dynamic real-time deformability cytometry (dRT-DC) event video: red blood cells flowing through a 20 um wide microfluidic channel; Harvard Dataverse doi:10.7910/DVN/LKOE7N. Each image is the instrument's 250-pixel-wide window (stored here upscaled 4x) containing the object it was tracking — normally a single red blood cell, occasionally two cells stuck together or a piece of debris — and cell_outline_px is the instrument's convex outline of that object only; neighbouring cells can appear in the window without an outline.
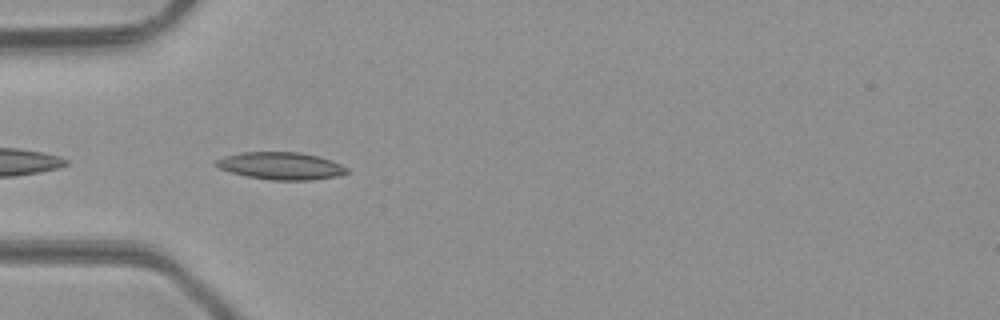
{"species": "common noctule bat (a hibernating species)", "species_latin": "Nyctalus noctula", "temperature_condition": "room temperature", "stored_images_in_passage": 8, "camera_frame_rate_fps": 3000, "um_per_image_px": 0.085, "animal": {"sex": "male", "body_mass_g": 23.1, "forearm_length_mm": 52.7}, "frame": {"image": 1, "passage_image": 2, "time_ms": 0.333, "image_size_px": [1000, 320], "cell_outline_px": [[348, 172], [340, 176], [312, 180], [268, 180], [248, 176], [232, 172], [220, 168], [212, 164], [216, 160], [224, 156], [240, 152], [300, 152], [320, 156], [332, 160], [348, 168]], "centroid_in_image_um": [23.9, 14.09], "position_along_channel_um": 61.1, "area_um2": 21.04}}
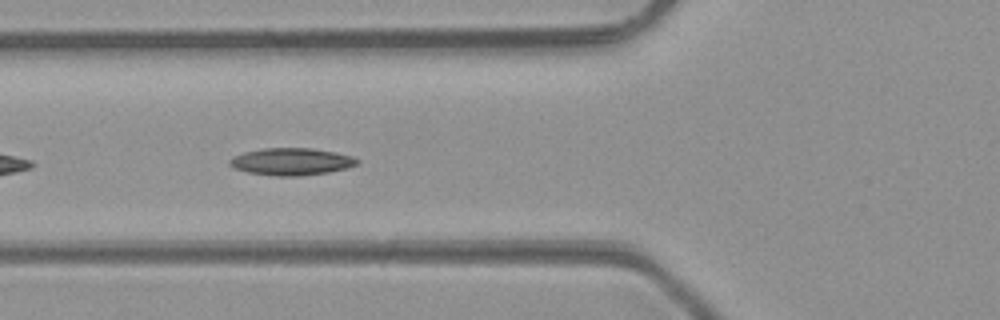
{"frame": {"image": 2, "passage_image": 5, "time_ms": 1.333, "image_size_px": [1000, 320], "cell_outline_px": [[360, 164], [348, 168], [328, 172], [300, 176], [276, 176], [248, 172], [232, 168], [228, 164], [228, 160], [232, 156], [244, 152], [264, 148], [312, 148], [336, 152], [352, 156], [360, 160]], "centroid_in_image_um": [24.77, 13.73], "position_along_channel_um": 101.0, "area_um2": 20.46}}